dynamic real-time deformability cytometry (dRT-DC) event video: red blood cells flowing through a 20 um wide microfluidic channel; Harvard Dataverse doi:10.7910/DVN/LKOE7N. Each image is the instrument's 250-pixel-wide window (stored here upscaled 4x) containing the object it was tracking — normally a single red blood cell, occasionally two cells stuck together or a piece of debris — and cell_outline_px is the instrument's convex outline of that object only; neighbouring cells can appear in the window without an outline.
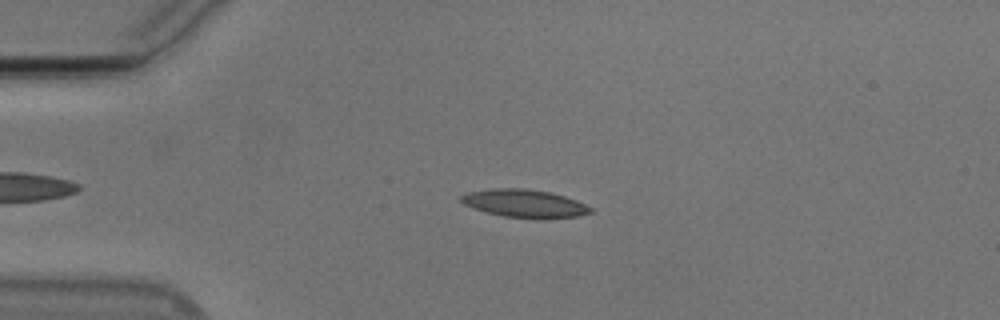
{"species": "Egyptian fruit bat (a non-hibernating species)", "species_latin": "Rousettus aegyptiacus", "temperature_condition": "cold", "stored_images_in_passage": 54, "camera_frame_rate_fps": 3000, "um_per_image_px": 0.085, "animal": {"sex": "male"}, "frame": {"image": 1, "passage_image": 12, "time_ms": 3.667, "image_size_px": [1000, 320], "cell_outline_px": [[592, 212], [580, 216], [544, 220], [536, 220], [504, 216], [488, 212], [464, 204], [460, 200], [460, 196], [464, 192], [492, 188], [524, 188], [548, 192], [564, 196], [576, 200], [592, 208]], "centroid_in_image_um": [44.6, 17.31], "position_along_channel_um": 40.4, "area_um2": 21.39}}
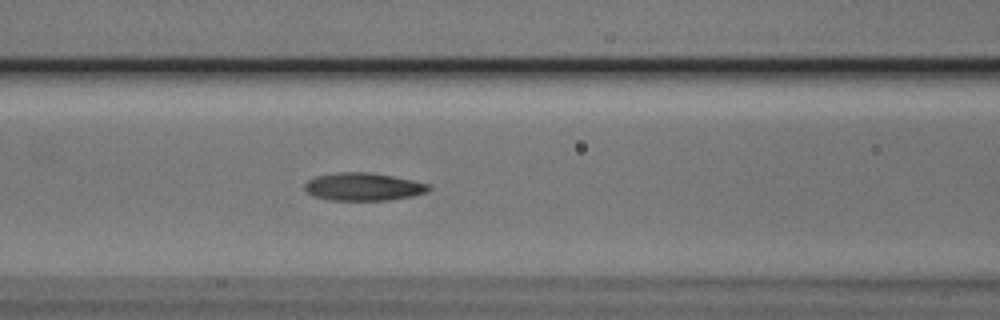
{"frame": {"image": 2, "passage_image": 22, "time_ms": 7.0, "image_size_px": [1000, 320], "cell_outline_px": [[432, 188], [428, 192], [412, 196], [388, 200], [328, 200], [312, 196], [304, 192], [304, 184], [308, 180], [316, 176], [340, 172], [368, 172], [392, 176], [412, 180], [428, 184]], "centroid_in_image_um": [30.85, 15.88], "position_along_channel_um": 135.8, "area_um2": 20.23}}
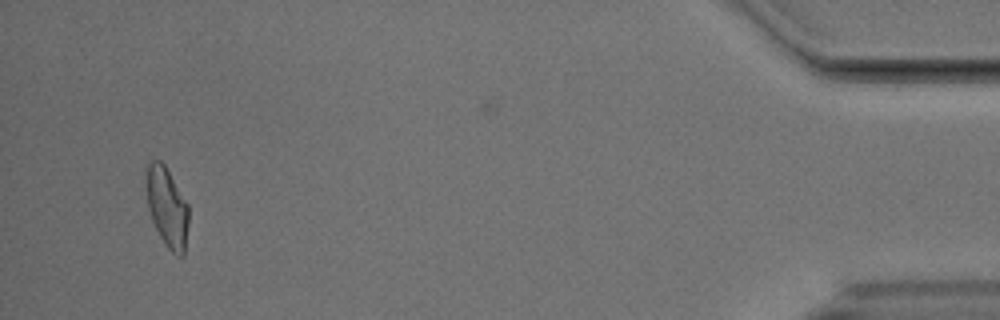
{"frame": {"image": 3, "passage_image": 51, "time_ms": 16.667, "image_size_px": [1000, 320], "cell_outline_px": [[188, 224], [184, 256], [180, 256], [172, 252], [164, 244], [152, 220], [148, 208], [144, 168], [152, 160], [160, 160], [164, 164], [188, 204]], "centroid_in_image_um": [14.18, 17.58], "position_along_channel_um": 421.0, "area_um2": 19.77}, "authors_computed_cell_mechanics": {"area_um2": 19.8254, "velocity_mm_per_s": 3.7584, "shape_relaxation_time_tau1_ms": 4.2546, "shape_relaxation_time_tau2_ms": 2.6465, "deformation_change_tau1": 0.1639, "deformation_change_tau2": 0.1028}}